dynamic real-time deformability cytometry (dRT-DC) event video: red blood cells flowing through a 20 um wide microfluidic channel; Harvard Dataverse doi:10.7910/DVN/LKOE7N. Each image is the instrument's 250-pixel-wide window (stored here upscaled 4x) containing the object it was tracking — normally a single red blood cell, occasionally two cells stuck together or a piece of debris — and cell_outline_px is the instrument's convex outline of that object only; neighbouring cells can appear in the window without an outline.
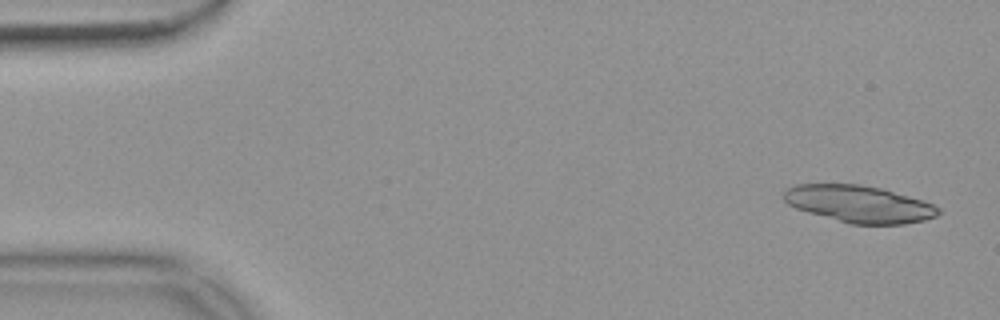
{"species": "common noctule bat (a hibernating species)", "species_latin": "Nyctalus noctula", "temperature_condition": "warm", "stored_images_in_passage": 54, "segment_of_instrument_passage": [1, 2], "camera_frame_rate_fps": 3000, "um_per_image_px": 0.085, "animal": {"sex": "female", "body_mass_g": 18.4}, "frame": {"image": 1, "passage_image": 2, "time_ms": 0.333, "image_size_px": [1000, 320], "cell_outline_px": [[940, 212], [936, 216], [924, 220], [904, 224], [848, 224], [808, 212], [796, 208], [788, 204], [784, 200], [784, 192], [788, 188], [796, 184], [860, 184], [880, 188], [908, 196], [932, 204], [940, 208]], "centroid_in_image_um": [73.0, 17.34], "position_along_channel_um": 12.0, "area_um2": 33.12}}